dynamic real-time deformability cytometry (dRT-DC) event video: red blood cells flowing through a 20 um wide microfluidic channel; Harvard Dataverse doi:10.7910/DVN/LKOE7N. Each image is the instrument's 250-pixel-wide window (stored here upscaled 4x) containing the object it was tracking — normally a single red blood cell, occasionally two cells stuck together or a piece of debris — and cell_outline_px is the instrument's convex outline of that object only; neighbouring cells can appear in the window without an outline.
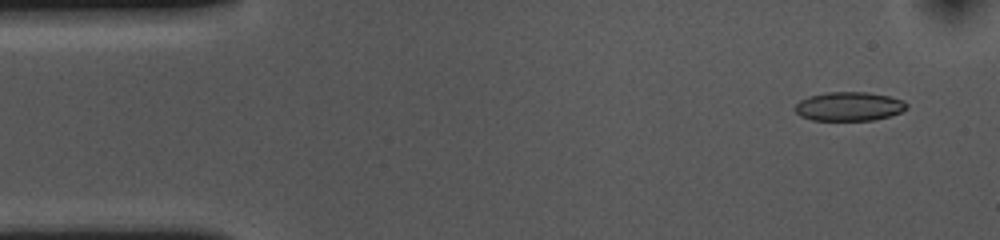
{"species": "common noctule bat (a hibernating species)", "species_latin": "Nyctalus noctula", "temperature_condition": "cold", "stored_images_in_passage": 52, "camera_frame_rate_fps": 3000, "um_per_image_px": 0.085, "animal": {"sex": "female", "body_mass_g": 10.0, "forearm_length_mm": 53.1}, "frame": {"image": 1, "passage_image": 2, "time_ms": 0.333, "image_size_px": [1000, 240], "cell_outline_px": [[908, 108], [892, 116], [872, 120], [812, 120], [800, 116], [796, 112], [796, 104], [800, 100], [808, 96], [824, 92], [868, 92], [888, 96], [904, 100], [908, 104]], "centroid_in_image_um": [72.19, 9.04], "position_along_channel_um": 12.8, "area_um2": 18.96}}
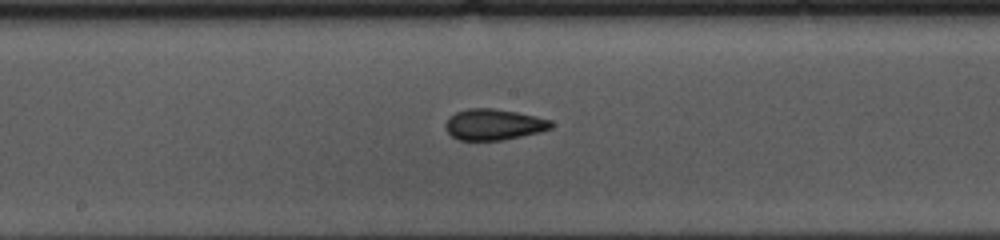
{"frame": {"image": 2, "passage_image": 25, "time_ms": 8.0, "image_size_px": [1000, 240], "cell_outline_px": [[552, 128], [540, 132], [500, 140], [460, 140], [452, 136], [444, 128], [444, 124], [448, 116], [456, 112], [468, 108], [492, 108], [516, 112], [536, 116], [552, 120]], "centroid_in_image_um": [41.94, 10.57], "position_along_channel_um": 206.3, "area_um2": 19.13}}
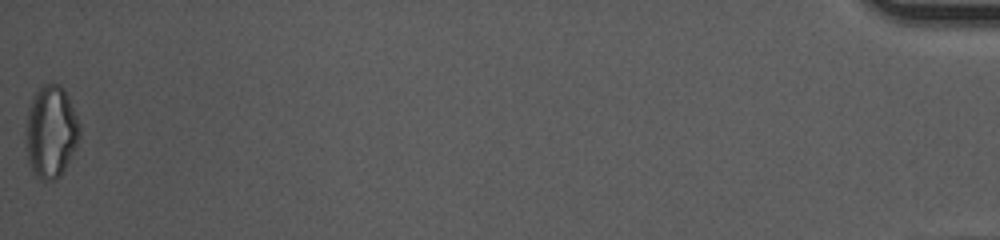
{"frame": {"image": 3, "passage_image": 52, "time_ms": 17.0, "image_size_px": [1000, 240], "cell_outline_px": [[80, 136], [76, 148], [60, 176], [56, 180], [40, 180], [32, 172], [28, 164], [28, 108], [32, 96], [44, 84], [60, 84], [64, 88], [80, 124]], "centroid_in_image_um": [4.36, 11.21], "position_along_channel_um": 430.8, "area_um2": 28.61}, "authors_computed_cell_mechanics": {"area_um2": 19.1896, "velocity_mm_per_s": 3.6674, "shape_relaxation_time_tau1_ms": 9.2062, "shape_relaxation_time_tau2_ms": 2.767, "deformation_change_tau1": 0.1569, "deformation_change_tau2": 0.0748}}